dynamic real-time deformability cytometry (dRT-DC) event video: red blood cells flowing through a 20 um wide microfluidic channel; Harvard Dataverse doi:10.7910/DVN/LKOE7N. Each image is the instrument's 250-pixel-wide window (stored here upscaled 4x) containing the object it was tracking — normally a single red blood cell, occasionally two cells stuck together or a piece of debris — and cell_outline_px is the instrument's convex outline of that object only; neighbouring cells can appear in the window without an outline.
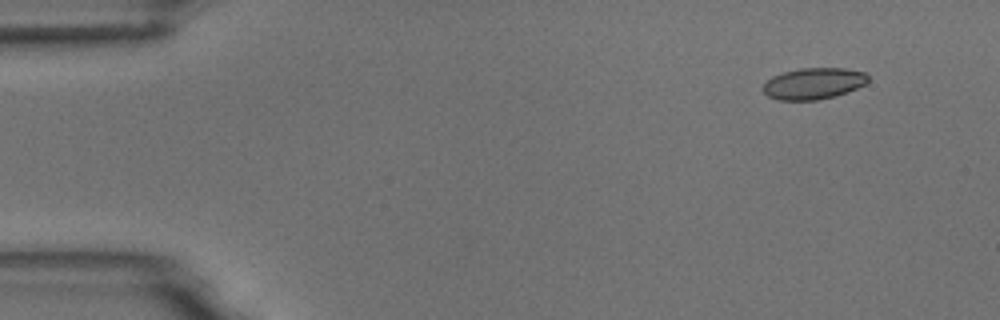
{"species": "common noctule bat (a hibernating species)", "species_latin": "Nyctalus noctula", "temperature_condition": "room temperature", "stored_images_in_passage": 3, "camera_frame_rate_fps": 3000, "um_per_image_px": 0.085, "animal": {"sex": "male", "body_mass_g": 18.8}, "frame": {"image": 1, "passage_image": 1, "time_ms": 0.0, "image_size_px": [1000, 320], "cell_outline_px": [[868, 80], [864, 84], [848, 92], [836, 96], [816, 100], [780, 100], [768, 96], [760, 88], [772, 76], [784, 72], [800, 68], [844, 68], [864, 72], [868, 76]], "centroid_in_image_um": [69.13, 7.1], "position_along_channel_um": 15.9, "area_um2": 19.19}}